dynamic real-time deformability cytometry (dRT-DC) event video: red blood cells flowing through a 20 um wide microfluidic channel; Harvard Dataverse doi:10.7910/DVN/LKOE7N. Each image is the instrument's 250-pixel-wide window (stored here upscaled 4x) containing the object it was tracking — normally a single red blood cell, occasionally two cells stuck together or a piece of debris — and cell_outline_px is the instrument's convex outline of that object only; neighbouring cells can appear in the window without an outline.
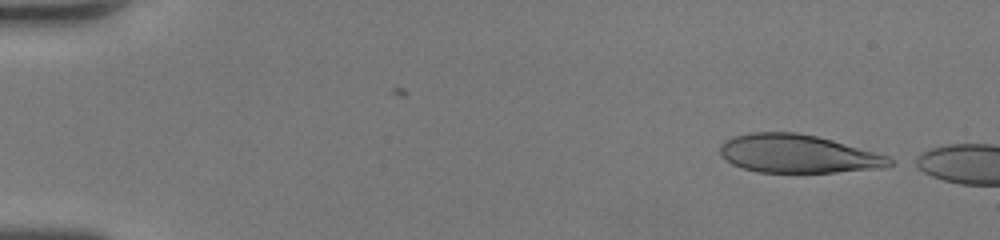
{"species": "human", "species_latin": "Homo sapiens", "temperature_condition": "room temperature", "stored_images_in_passage": 5, "camera_frame_rate_fps": 3000, "um_per_image_px": 0.085, "donor": {"sex": "female"}, "frame": {"image": 1, "passage_image": 1, "time_ms": 0.0, "image_size_px": [1000, 240], "cell_outline_px": [[896, 164], [884, 168], [836, 172], [756, 172], [732, 164], [720, 156], [720, 144], [724, 140], [732, 136], [752, 132], [796, 132], [816, 136], [832, 140], [888, 156]], "centroid_in_image_um": [67.8, 13.07], "position_along_channel_um": 17.2, "area_um2": 37.92}}